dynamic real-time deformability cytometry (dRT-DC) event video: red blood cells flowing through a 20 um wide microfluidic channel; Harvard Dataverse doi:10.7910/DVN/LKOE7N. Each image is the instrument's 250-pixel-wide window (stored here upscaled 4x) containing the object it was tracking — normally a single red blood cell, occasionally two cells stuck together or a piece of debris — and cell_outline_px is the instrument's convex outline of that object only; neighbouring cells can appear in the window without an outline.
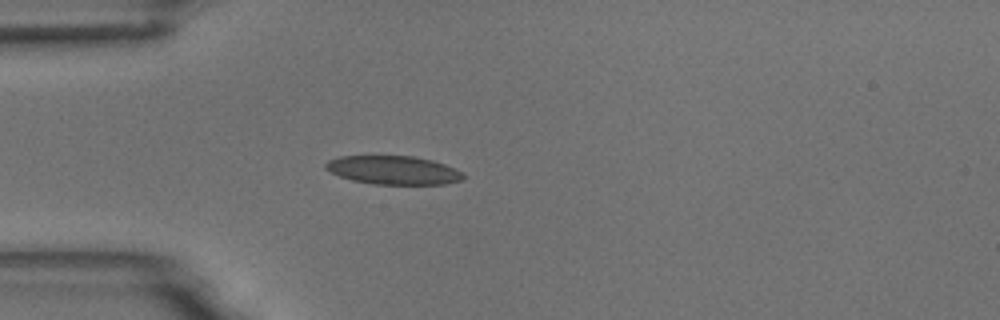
{"species": "common noctule bat (a hibernating species)", "species_latin": "Nyctalus noctula", "temperature_condition": "room temperature", "stored_images_in_passage": 5, "camera_frame_rate_fps": 3000, "um_per_image_px": 0.085, "animal": {"sex": "male", "body_mass_g": 18.8}, "frame": {"image": 1, "passage_image": 1, "time_ms": 0.0, "image_size_px": [1000, 320], "cell_outline_px": [[468, 176], [464, 180], [444, 184], [372, 184], [352, 180], [340, 176], [324, 168], [324, 164], [328, 160], [340, 156], [412, 156], [432, 160], [444, 164], [464, 172]], "centroid_in_image_um": [33.48, 14.46], "position_along_channel_um": 51.5, "area_um2": 23.06}}